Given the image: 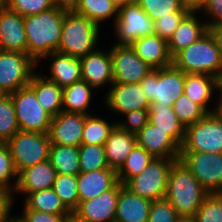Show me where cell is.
I'll return each instance as SVG.
<instances>
[{"mask_svg":"<svg viewBox=\"0 0 222 222\" xmlns=\"http://www.w3.org/2000/svg\"><path fill=\"white\" fill-rule=\"evenodd\" d=\"M79 164L81 172L110 168L104 145L81 144L79 146Z\"/></svg>","mask_w":222,"mask_h":222,"instance_id":"obj_37","label":"cell"},{"mask_svg":"<svg viewBox=\"0 0 222 222\" xmlns=\"http://www.w3.org/2000/svg\"><path fill=\"white\" fill-rule=\"evenodd\" d=\"M148 112L149 123L165 131L181 147L185 137V126L179 121L172 106L151 102Z\"/></svg>","mask_w":222,"mask_h":222,"instance_id":"obj_29","label":"cell"},{"mask_svg":"<svg viewBox=\"0 0 222 222\" xmlns=\"http://www.w3.org/2000/svg\"><path fill=\"white\" fill-rule=\"evenodd\" d=\"M201 11L203 15L211 18L210 21H206L208 26L222 22V0H207Z\"/></svg>","mask_w":222,"mask_h":222,"instance_id":"obj_49","label":"cell"},{"mask_svg":"<svg viewBox=\"0 0 222 222\" xmlns=\"http://www.w3.org/2000/svg\"><path fill=\"white\" fill-rule=\"evenodd\" d=\"M154 158L137 144L117 171L118 181L125 184L129 179L140 174Z\"/></svg>","mask_w":222,"mask_h":222,"instance_id":"obj_35","label":"cell"},{"mask_svg":"<svg viewBox=\"0 0 222 222\" xmlns=\"http://www.w3.org/2000/svg\"><path fill=\"white\" fill-rule=\"evenodd\" d=\"M68 214H49L33 209H23L22 217L26 222H65Z\"/></svg>","mask_w":222,"mask_h":222,"instance_id":"obj_47","label":"cell"},{"mask_svg":"<svg viewBox=\"0 0 222 222\" xmlns=\"http://www.w3.org/2000/svg\"><path fill=\"white\" fill-rule=\"evenodd\" d=\"M179 121L185 126L195 124L203 119L208 113L187 95L182 94L172 106Z\"/></svg>","mask_w":222,"mask_h":222,"instance_id":"obj_39","label":"cell"},{"mask_svg":"<svg viewBox=\"0 0 222 222\" xmlns=\"http://www.w3.org/2000/svg\"><path fill=\"white\" fill-rule=\"evenodd\" d=\"M115 126L116 122L109 123L99 116L87 115L82 131L81 144L104 145Z\"/></svg>","mask_w":222,"mask_h":222,"instance_id":"obj_34","label":"cell"},{"mask_svg":"<svg viewBox=\"0 0 222 222\" xmlns=\"http://www.w3.org/2000/svg\"><path fill=\"white\" fill-rule=\"evenodd\" d=\"M93 89L87 82L80 80L63 88L62 111L90 115Z\"/></svg>","mask_w":222,"mask_h":222,"instance_id":"obj_30","label":"cell"},{"mask_svg":"<svg viewBox=\"0 0 222 222\" xmlns=\"http://www.w3.org/2000/svg\"><path fill=\"white\" fill-rule=\"evenodd\" d=\"M119 9L111 0H80L75 13L87 17L100 27L101 22L112 18V22L118 18Z\"/></svg>","mask_w":222,"mask_h":222,"instance_id":"obj_33","label":"cell"},{"mask_svg":"<svg viewBox=\"0 0 222 222\" xmlns=\"http://www.w3.org/2000/svg\"><path fill=\"white\" fill-rule=\"evenodd\" d=\"M197 12H189L178 25L168 42V49L173 58L178 52L196 42L208 30L206 21H199Z\"/></svg>","mask_w":222,"mask_h":222,"instance_id":"obj_25","label":"cell"},{"mask_svg":"<svg viewBox=\"0 0 222 222\" xmlns=\"http://www.w3.org/2000/svg\"><path fill=\"white\" fill-rule=\"evenodd\" d=\"M6 222H26L22 216H12L10 215Z\"/></svg>","mask_w":222,"mask_h":222,"instance_id":"obj_56","label":"cell"},{"mask_svg":"<svg viewBox=\"0 0 222 222\" xmlns=\"http://www.w3.org/2000/svg\"><path fill=\"white\" fill-rule=\"evenodd\" d=\"M100 32V27L87 17L74 11L66 12L57 52L75 58L85 57L98 48Z\"/></svg>","mask_w":222,"mask_h":222,"instance_id":"obj_4","label":"cell"},{"mask_svg":"<svg viewBox=\"0 0 222 222\" xmlns=\"http://www.w3.org/2000/svg\"><path fill=\"white\" fill-rule=\"evenodd\" d=\"M23 209H33L53 215L70 213L53 188L38 190L28 194L25 197Z\"/></svg>","mask_w":222,"mask_h":222,"instance_id":"obj_32","label":"cell"},{"mask_svg":"<svg viewBox=\"0 0 222 222\" xmlns=\"http://www.w3.org/2000/svg\"><path fill=\"white\" fill-rule=\"evenodd\" d=\"M80 0H52L54 7L66 12L75 11Z\"/></svg>","mask_w":222,"mask_h":222,"instance_id":"obj_50","label":"cell"},{"mask_svg":"<svg viewBox=\"0 0 222 222\" xmlns=\"http://www.w3.org/2000/svg\"><path fill=\"white\" fill-rule=\"evenodd\" d=\"M57 173L77 176L80 171L79 147L51 145L49 159Z\"/></svg>","mask_w":222,"mask_h":222,"instance_id":"obj_31","label":"cell"},{"mask_svg":"<svg viewBox=\"0 0 222 222\" xmlns=\"http://www.w3.org/2000/svg\"><path fill=\"white\" fill-rule=\"evenodd\" d=\"M181 2L183 7L190 12H201L207 0H181Z\"/></svg>","mask_w":222,"mask_h":222,"instance_id":"obj_51","label":"cell"},{"mask_svg":"<svg viewBox=\"0 0 222 222\" xmlns=\"http://www.w3.org/2000/svg\"><path fill=\"white\" fill-rule=\"evenodd\" d=\"M118 196L119 182L96 198L88 201H79L73 213L87 222H115Z\"/></svg>","mask_w":222,"mask_h":222,"instance_id":"obj_16","label":"cell"},{"mask_svg":"<svg viewBox=\"0 0 222 222\" xmlns=\"http://www.w3.org/2000/svg\"><path fill=\"white\" fill-rule=\"evenodd\" d=\"M112 25L113 35H116V45H130L138 38L155 34L154 21L137 2L119 8L118 18Z\"/></svg>","mask_w":222,"mask_h":222,"instance_id":"obj_10","label":"cell"},{"mask_svg":"<svg viewBox=\"0 0 222 222\" xmlns=\"http://www.w3.org/2000/svg\"><path fill=\"white\" fill-rule=\"evenodd\" d=\"M112 58L113 83L136 84L152 70V68L137 56L130 45L109 47Z\"/></svg>","mask_w":222,"mask_h":222,"instance_id":"obj_13","label":"cell"},{"mask_svg":"<svg viewBox=\"0 0 222 222\" xmlns=\"http://www.w3.org/2000/svg\"><path fill=\"white\" fill-rule=\"evenodd\" d=\"M86 116V114L62 111L52 117L48 132L51 145L79 147Z\"/></svg>","mask_w":222,"mask_h":222,"instance_id":"obj_15","label":"cell"},{"mask_svg":"<svg viewBox=\"0 0 222 222\" xmlns=\"http://www.w3.org/2000/svg\"><path fill=\"white\" fill-rule=\"evenodd\" d=\"M56 175V169L49 160L27 167L18 173L14 193H20L26 197L32 192L52 188Z\"/></svg>","mask_w":222,"mask_h":222,"instance_id":"obj_20","label":"cell"},{"mask_svg":"<svg viewBox=\"0 0 222 222\" xmlns=\"http://www.w3.org/2000/svg\"><path fill=\"white\" fill-rule=\"evenodd\" d=\"M138 57L152 69H160L172 65V57L168 49L167 40L157 34L138 38L130 44Z\"/></svg>","mask_w":222,"mask_h":222,"instance_id":"obj_22","label":"cell"},{"mask_svg":"<svg viewBox=\"0 0 222 222\" xmlns=\"http://www.w3.org/2000/svg\"><path fill=\"white\" fill-rule=\"evenodd\" d=\"M111 1L117 6L118 9L125 6L128 3L137 2V0H111Z\"/></svg>","mask_w":222,"mask_h":222,"instance_id":"obj_55","label":"cell"},{"mask_svg":"<svg viewBox=\"0 0 222 222\" xmlns=\"http://www.w3.org/2000/svg\"><path fill=\"white\" fill-rule=\"evenodd\" d=\"M21 131L48 133L52 116L38 103L35 92L23 87L10 94Z\"/></svg>","mask_w":222,"mask_h":222,"instance_id":"obj_9","label":"cell"},{"mask_svg":"<svg viewBox=\"0 0 222 222\" xmlns=\"http://www.w3.org/2000/svg\"><path fill=\"white\" fill-rule=\"evenodd\" d=\"M105 106L116 115L123 116L133 110L149 108V101L142 92L140 83H112L104 98Z\"/></svg>","mask_w":222,"mask_h":222,"instance_id":"obj_14","label":"cell"},{"mask_svg":"<svg viewBox=\"0 0 222 222\" xmlns=\"http://www.w3.org/2000/svg\"><path fill=\"white\" fill-rule=\"evenodd\" d=\"M194 218L197 222H222V195L208 193Z\"/></svg>","mask_w":222,"mask_h":222,"instance_id":"obj_41","label":"cell"},{"mask_svg":"<svg viewBox=\"0 0 222 222\" xmlns=\"http://www.w3.org/2000/svg\"><path fill=\"white\" fill-rule=\"evenodd\" d=\"M179 160L208 193L222 191V153L180 152Z\"/></svg>","mask_w":222,"mask_h":222,"instance_id":"obj_11","label":"cell"},{"mask_svg":"<svg viewBox=\"0 0 222 222\" xmlns=\"http://www.w3.org/2000/svg\"><path fill=\"white\" fill-rule=\"evenodd\" d=\"M82 80L87 82L92 88L112 85L113 68L110 49L105 51L97 48L94 52L80 58Z\"/></svg>","mask_w":222,"mask_h":222,"instance_id":"obj_17","label":"cell"},{"mask_svg":"<svg viewBox=\"0 0 222 222\" xmlns=\"http://www.w3.org/2000/svg\"><path fill=\"white\" fill-rule=\"evenodd\" d=\"M37 66L27 53L0 50V89L11 94L28 86Z\"/></svg>","mask_w":222,"mask_h":222,"instance_id":"obj_12","label":"cell"},{"mask_svg":"<svg viewBox=\"0 0 222 222\" xmlns=\"http://www.w3.org/2000/svg\"><path fill=\"white\" fill-rule=\"evenodd\" d=\"M209 31L214 36L222 56V22H217L209 26Z\"/></svg>","mask_w":222,"mask_h":222,"instance_id":"obj_52","label":"cell"},{"mask_svg":"<svg viewBox=\"0 0 222 222\" xmlns=\"http://www.w3.org/2000/svg\"><path fill=\"white\" fill-rule=\"evenodd\" d=\"M137 3L153 21L170 16V13L189 11L183 7L181 0H137Z\"/></svg>","mask_w":222,"mask_h":222,"instance_id":"obj_40","label":"cell"},{"mask_svg":"<svg viewBox=\"0 0 222 222\" xmlns=\"http://www.w3.org/2000/svg\"><path fill=\"white\" fill-rule=\"evenodd\" d=\"M20 130L10 94L0 98V143H6Z\"/></svg>","mask_w":222,"mask_h":222,"instance_id":"obj_38","label":"cell"},{"mask_svg":"<svg viewBox=\"0 0 222 222\" xmlns=\"http://www.w3.org/2000/svg\"><path fill=\"white\" fill-rule=\"evenodd\" d=\"M181 152L222 153V120L215 112L185 127Z\"/></svg>","mask_w":222,"mask_h":222,"instance_id":"obj_8","label":"cell"},{"mask_svg":"<svg viewBox=\"0 0 222 222\" xmlns=\"http://www.w3.org/2000/svg\"><path fill=\"white\" fill-rule=\"evenodd\" d=\"M65 222H87L78 217L75 213L70 212L67 217Z\"/></svg>","mask_w":222,"mask_h":222,"instance_id":"obj_54","label":"cell"},{"mask_svg":"<svg viewBox=\"0 0 222 222\" xmlns=\"http://www.w3.org/2000/svg\"><path fill=\"white\" fill-rule=\"evenodd\" d=\"M218 100H216L215 103H217L216 105H214L215 110L214 112L218 115V117L222 120V93H220L218 95Z\"/></svg>","mask_w":222,"mask_h":222,"instance_id":"obj_53","label":"cell"},{"mask_svg":"<svg viewBox=\"0 0 222 222\" xmlns=\"http://www.w3.org/2000/svg\"><path fill=\"white\" fill-rule=\"evenodd\" d=\"M185 73L173 65L152 69L141 81L142 92L149 103L157 102L173 106L184 94Z\"/></svg>","mask_w":222,"mask_h":222,"instance_id":"obj_5","label":"cell"},{"mask_svg":"<svg viewBox=\"0 0 222 222\" xmlns=\"http://www.w3.org/2000/svg\"><path fill=\"white\" fill-rule=\"evenodd\" d=\"M172 65L184 73L208 74L222 81V56L209 30L196 42L178 52L172 58Z\"/></svg>","mask_w":222,"mask_h":222,"instance_id":"obj_3","label":"cell"},{"mask_svg":"<svg viewBox=\"0 0 222 222\" xmlns=\"http://www.w3.org/2000/svg\"><path fill=\"white\" fill-rule=\"evenodd\" d=\"M189 12L190 11H179L177 13H170V16L159 17V19L154 21L155 34L168 41L178 28L182 19Z\"/></svg>","mask_w":222,"mask_h":222,"instance_id":"obj_45","label":"cell"},{"mask_svg":"<svg viewBox=\"0 0 222 222\" xmlns=\"http://www.w3.org/2000/svg\"><path fill=\"white\" fill-rule=\"evenodd\" d=\"M177 222H197L194 217H181Z\"/></svg>","mask_w":222,"mask_h":222,"instance_id":"obj_57","label":"cell"},{"mask_svg":"<svg viewBox=\"0 0 222 222\" xmlns=\"http://www.w3.org/2000/svg\"><path fill=\"white\" fill-rule=\"evenodd\" d=\"M52 0H9L8 9L26 17L53 8Z\"/></svg>","mask_w":222,"mask_h":222,"instance_id":"obj_44","label":"cell"},{"mask_svg":"<svg viewBox=\"0 0 222 222\" xmlns=\"http://www.w3.org/2000/svg\"><path fill=\"white\" fill-rule=\"evenodd\" d=\"M28 86L35 92L38 103L52 117L62 112V87L47 79L41 72L32 75Z\"/></svg>","mask_w":222,"mask_h":222,"instance_id":"obj_27","label":"cell"},{"mask_svg":"<svg viewBox=\"0 0 222 222\" xmlns=\"http://www.w3.org/2000/svg\"><path fill=\"white\" fill-rule=\"evenodd\" d=\"M5 95L4 92L0 89V98Z\"/></svg>","mask_w":222,"mask_h":222,"instance_id":"obj_59","label":"cell"},{"mask_svg":"<svg viewBox=\"0 0 222 222\" xmlns=\"http://www.w3.org/2000/svg\"><path fill=\"white\" fill-rule=\"evenodd\" d=\"M6 144L9 146L17 173L49 159L48 133L19 130Z\"/></svg>","mask_w":222,"mask_h":222,"instance_id":"obj_6","label":"cell"},{"mask_svg":"<svg viewBox=\"0 0 222 222\" xmlns=\"http://www.w3.org/2000/svg\"><path fill=\"white\" fill-rule=\"evenodd\" d=\"M51 59L49 69V77L47 79L55 82L60 87L64 88L74 82L82 80L81 61L80 58H75L60 52H52L43 59Z\"/></svg>","mask_w":222,"mask_h":222,"instance_id":"obj_26","label":"cell"},{"mask_svg":"<svg viewBox=\"0 0 222 222\" xmlns=\"http://www.w3.org/2000/svg\"><path fill=\"white\" fill-rule=\"evenodd\" d=\"M180 218L166 198L152 201L148 222H177Z\"/></svg>","mask_w":222,"mask_h":222,"instance_id":"obj_43","label":"cell"},{"mask_svg":"<svg viewBox=\"0 0 222 222\" xmlns=\"http://www.w3.org/2000/svg\"><path fill=\"white\" fill-rule=\"evenodd\" d=\"M136 139L137 144L155 158L179 159L181 147L149 122L136 134Z\"/></svg>","mask_w":222,"mask_h":222,"instance_id":"obj_18","label":"cell"},{"mask_svg":"<svg viewBox=\"0 0 222 222\" xmlns=\"http://www.w3.org/2000/svg\"><path fill=\"white\" fill-rule=\"evenodd\" d=\"M17 179L18 173L14 166L10 148L6 143H0V185L14 193Z\"/></svg>","mask_w":222,"mask_h":222,"instance_id":"obj_42","label":"cell"},{"mask_svg":"<svg viewBox=\"0 0 222 222\" xmlns=\"http://www.w3.org/2000/svg\"><path fill=\"white\" fill-rule=\"evenodd\" d=\"M214 91L222 93V81L219 78L208 74L185 73L184 94L199 104L207 113H213L215 110L209 107Z\"/></svg>","mask_w":222,"mask_h":222,"instance_id":"obj_21","label":"cell"},{"mask_svg":"<svg viewBox=\"0 0 222 222\" xmlns=\"http://www.w3.org/2000/svg\"><path fill=\"white\" fill-rule=\"evenodd\" d=\"M207 194L180 160L172 165L165 198L180 217H195Z\"/></svg>","mask_w":222,"mask_h":222,"instance_id":"obj_2","label":"cell"},{"mask_svg":"<svg viewBox=\"0 0 222 222\" xmlns=\"http://www.w3.org/2000/svg\"><path fill=\"white\" fill-rule=\"evenodd\" d=\"M136 145V135L128 133L116 125L104 143L109 167L118 171Z\"/></svg>","mask_w":222,"mask_h":222,"instance_id":"obj_28","label":"cell"},{"mask_svg":"<svg viewBox=\"0 0 222 222\" xmlns=\"http://www.w3.org/2000/svg\"><path fill=\"white\" fill-rule=\"evenodd\" d=\"M151 203L119 182L115 222H148Z\"/></svg>","mask_w":222,"mask_h":222,"instance_id":"obj_23","label":"cell"},{"mask_svg":"<svg viewBox=\"0 0 222 222\" xmlns=\"http://www.w3.org/2000/svg\"><path fill=\"white\" fill-rule=\"evenodd\" d=\"M52 188L70 212L77 208L80 201L77 176L57 173Z\"/></svg>","mask_w":222,"mask_h":222,"instance_id":"obj_36","label":"cell"},{"mask_svg":"<svg viewBox=\"0 0 222 222\" xmlns=\"http://www.w3.org/2000/svg\"><path fill=\"white\" fill-rule=\"evenodd\" d=\"M65 13L66 11L53 7L24 17L27 54L36 63L58 50Z\"/></svg>","mask_w":222,"mask_h":222,"instance_id":"obj_1","label":"cell"},{"mask_svg":"<svg viewBox=\"0 0 222 222\" xmlns=\"http://www.w3.org/2000/svg\"><path fill=\"white\" fill-rule=\"evenodd\" d=\"M118 182L117 171L111 168L80 172L77 175L79 199L80 201H88L96 198L113 188Z\"/></svg>","mask_w":222,"mask_h":222,"instance_id":"obj_24","label":"cell"},{"mask_svg":"<svg viewBox=\"0 0 222 222\" xmlns=\"http://www.w3.org/2000/svg\"><path fill=\"white\" fill-rule=\"evenodd\" d=\"M0 50L27 53L24 17L11 10H0Z\"/></svg>","mask_w":222,"mask_h":222,"instance_id":"obj_19","label":"cell"},{"mask_svg":"<svg viewBox=\"0 0 222 222\" xmlns=\"http://www.w3.org/2000/svg\"><path fill=\"white\" fill-rule=\"evenodd\" d=\"M126 120L116 122V125L131 134L136 135L148 122L149 112L148 109L133 110L124 114Z\"/></svg>","mask_w":222,"mask_h":222,"instance_id":"obj_46","label":"cell"},{"mask_svg":"<svg viewBox=\"0 0 222 222\" xmlns=\"http://www.w3.org/2000/svg\"><path fill=\"white\" fill-rule=\"evenodd\" d=\"M9 0H0V10L8 8Z\"/></svg>","mask_w":222,"mask_h":222,"instance_id":"obj_58","label":"cell"},{"mask_svg":"<svg viewBox=\"0 0 222 222\" xmlns=\"http://www.w3.org/2000/svg\"><path fill=\"white\" fill-rule=\"evenodd\" d=\"M15 194L8 188L0 185V222H6L13 208Z\"/></svg>","mask_w":222,"mask_h":222,"instance_id":"obj_48","label":"cell"},{"mask_svg":"<svg viewBox=\"0 0 222 222\" xmlns=\"http://www.w3.org/2000/svg\"><path fill=\"white\" fill-rule=\"evenodd\" d=\"M177 160L179 159L154 158L140 174L124 185L150 201L163 199L166 196L170 170Z\"/></svg>","mask_w":222,"mask_h":222,"instance_id":"obj_7","label":"cell"}]
</instances>
